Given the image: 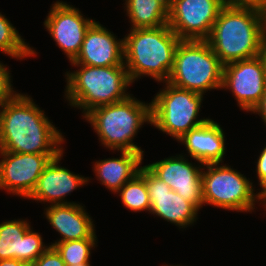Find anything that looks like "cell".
<instances>
[{
  "label": "cell",
  "mask_w": 266,
  "mask_h": 266,
  "mask_svg": "<svg viewBox=\"0 0 266 266\" xmlns=\"http://www.w3.org/2000/svg\"><path fill=\"white\" fill-rule=\"evenodd\" d=\"M33 101L18 93L0 105V151L61 154L64 136Z\"/></svg>",
  "instance_id": "1"
},
{
  "label": "cell",
  "mask_w": 266,
  "mask_h": 266,
  "mask_svg": "<svg viewBox=\"0 0 266 266\" xmlns=\"http://www.w3.org/2000/svg\"><path fill=\"white\" fill-rule=\"evenodd\" d=\"M264 38L261 10L225 5L206 41L226 65L262 55Z\"/></svg>",
  "instance_id": "2"
},
{
  "label": "cell",
  "mask_w": 266,
  "mask_h": 266,
  "mask_svg": "<svg viewBox=\"0 0 266 266\" xmlns=\"http://www.w3.org/2000/svg\"><path fill=\"white\" fill-rule=\"evenodd\" d=\"M127 35V36H126ZM124 39V65L130 81L150 76L166 82L173 68L181 39L167 25L157 28L130 29Z\"/></svg>",
  "instance_id": "3"
},
{
  "label": "cell",
  "mask_w": 266,
  "mask_h": 266,
  "mask_svg": "<svg viewBox=\"0 0 266 266\" xmlns=\"http://www.w3.org/2000/svg\"><path fill=\"white\" fill-rule=\"evenodd\" d=\"M74 72H66L65 98L71 107L82 109V117L89 111L126 99L131 94L127 88L132 84L125 66H87Z\"/></svg>",
  "instance_id": "4"
},
{
  "label": "cell",
  "mask_w": 266,
  "mask_h": 266,
  "mask_svg": "<svg viewBox=\"0 0 266 266\" xmlns=\"http://www.w3.org/2000/svg\"><path fill=\"white\" fill-rule=\"evenodd\" d=\"M132 95L119 102L97 107L84 116L100 143L111 151L144 153L133 140L144 123L151 124V103L142 102Z\"/></svg>",
  "instance_id": "5"
},
{
  "label": "cell",
  "mask_w": 266,
  "mask_h": 266,
  "mask_svg": "<svg viewBox=\"0 0 266 266\" xmlns=\"http://www.w3.org/2000/svg\"><path fill=\"white\" fill-rule=\"evenodd\" d=\"M223 66L206 40H181L167 82L200 94L219 90Z\"/></svg>",
  "instance_id": "6"
},
{
  "label": "cell",
  "mask_w": 266,
  "mask_h": 266,
  "mask_svg": "<svg viewBox=\"0 0 266 266\" xmlns=\"http://www.w3.org/2000/svg\"><path fill=\"white\" fill-rule=\"evenodd\" d=\"M220 164L208 163L203 166L204 205L243 213L254 212L256 202L264 205L261 192L255 193L253 182L249 178L230 165Z\"/></svg>",
  "instance_id": "7"
},
{
  "label": "cell",
  "mask_w": 266,
  "mask_h": 266,
  "mask_svg": "<svg viewBox=\"0 0 266 266\" xmlns=\"http://www.w3.org/2000/svg\"><path fill=\"white\" fill-rule=\"evenodd\" d=\"M162 83L164 88L150 102L151 126L177 141L210 119L198 117L205 94L175 87L167 81Z\"/></svg>",
  "instance_id": "8"
},
{
  "label": "cell",
  "mask_w": 266,
  "mask_h": 266,
  "mask_svg": "<svg viewBox=\"0 0 266 266\" xmlns=\"http://www.w3.org/2000/svg\"><path fill=\"white\" fill-rule=\"evenodd\" d=\"M224 0H169L168 26L181 40H206Z\"/></svg>",
  "instance_id": "9"
},
{
  "label": "cell",
  "mask_w": 266,
  "mask_h": 266,
  "mask_svg": "<svg viewBox=\"0 0 266 266\" xmlns=\"http://www.w3.org/2000/svg\"><path fill=\"white\" fill-rule=\"evenodd\" d=\"M232 92L241 110L252 112L266 91V60L263 55L223 66L221 90Z\"/></svg>",
  "instance_id": "10"
},
{
  "label": "cell",
  "mask_w": 266,
  "mask_h": 266,
  "mask_svg": "<svg viewBox=\"0 0 266 266\" xmlns=\"http://www.w3.org/2000/svg\"><path fill=\"white\" fill-rule=\"evenodd\" d=\"M58 155L0 151V190L27 199L44 168Z\"/></svg>",
  "instance_id": "11"
},
{
  "label": "cell",
  "mask_w": 266,
  "mask_h": 266,
  "mask_svg": "<svg viewBox=\"0 0 266 266\" xmlns=\"http://www.w3.org/2000/svg\"><path fill=\"white\" fill-rule=\"evenodd\" d=\"M50 8L44 27L71 62L79 54L85 33L95 19L84 17L78 8L60 0Z\"/></svg>",
  "instance_id": "12"
},
{
  "label": "cell",
  "mask_w": 266,
  "mask_h": 266,
  "mask_svg": "<svg viewBox=\"0 0 266 266\" xmlns=\"http://www.w3.org/2000/svg\"><path fill=\"white\" fill-rule=\"evenodd\" d=\"M179 154L145 165L156 177L164 181L185 200L198 210L204 205L202 187V169L204 164L189 162Z\"/></svg>",
  "instance_id": "13"
},
{
  "label": "cell",
  "mask_w": 266,
  "mask_h": 266,
  "mask_svg": "<svg viewBox=\"0 0 266 266\" xmlns=\"http://www.w3.org/2000/svg\"><path fill=\"white\" fill-rule=\"evenodd\" d=\"M139 173L145 178L151 214L184 229L196 222L199 210L191 202L171 190L146 166H141Z\"/></svg>",
  "instance_id": "14"
},
{
  "label": "cell",
  "mask_w": 266,
  "mask_h": 266,
  "mask_svg": "<svg viewBox=\"0 0 266 266\" xmlns=\"http://www.w3.org/2000/svg\"><path fill=\"white\" fill-rule=\"evenodd\" d=\"M25 219H14L0 224V260L17 259L29 266L49 247L42 235L32 230Z\"/></svg>",
  "instance_id": "15"
},
{
  "label": "cell",
  "mask_w": 266,
  "mask_h": 266,
  "mask_svg": "<svg viewBox=\"0 0 266 266\" xmlns=\"http://www.w3.org/2000/svg\"><path fill=\"white\" fill-rule=\"evenodd\" d=\"M70 64L107 67L124 65V39L94 21L85 33L82 47Z\"/></svg>",
  "instance_id": "16"
},
{
  "label": "cell",
  "mask_w": 266,
  "mask_h": 266,
  "mask_svg": "<svg viewBox=\"0 0 266 266\" xmlns=\"http://www.w3.org/2000/svg\"><path fill=\"white\" fill-rule=\"evenodd\" d=\"M63 153L53 158L40 175L37 185L28 199L50 205L72 204L76 202L65 201L66 196L78 187L88 184L89 177L77 175L69 169L59 165Z\"/></svg>",
  "instance_id": "17"
},
{
  "label": "cell",
  "mask_w": 266,
  "mask_h": 266,
  "mask_svg": "<svg viewBox=\"0 0 266 266\" xmlns=\"http://www.w3.org/2000/svg\"><path fill=\"white\" fill-rule=\"evenodd\" d=\"M44 214L50 225L62 238L56 242L97 239L95 224L84 206L79 203L48 205Z\"/></svg>",
  "instance_id": "18"
},
{
  "label": "cell",
  "mask_w": 266,
  "mask_h": 266,
  "mask_svg": "<svg viewBox=\"0 0 266 266\" xmlns=\"http://www.w3.org/2000/svg\"><path fill=\"white\" fill-rule=\"evenodd\" d=\"M190 157L203 163H223L225 156V134L220 124L209 119L199 127L189 130L177 140Z\"/></svg>",
  "instance_id": "19"
},
{
  "label": "cell",
  "mask_w": 266,
  "mask_h": 266,
  "mask_svg": "<svg viewBox=\"0 0 266 266\" xmlns=\"http://www.w3.org/2000/svg\"><path fill=\"white\" fill-rule=\"evenodd\" d=\"M120 157L95 161L93 171L101 185L116 194L141 168L144 153L120 151Z\"/></svg>",
  "instance_id": "20"
},
{
  "label": "cell",
  "mask_w": 266,
  "mask_h": 266,
  "mask_svg": "<svg viewBox=\"0 0 266 266\" xmlns=\"http://www.w3.org/2000/svg\"><path fill=\"white\" fill-rule=\"evenodd\" d=\"M130 29L157 28L168 24L169 0H125Z\"/></svg>",
  "instance_id": "21"
},
{
  "label": "cell",
  "mask_w": 266,
  "mask_h": 266,
  "mask_svg": "<svg viewBox=\"0 0 266 266\" xmlns=\"http://www.w3.org/2000/svg\"><path fill=\"white\" fill-rule=\"evenodd\" d=\"M20 35L16 27L0 12V51L17 60L35 57L36 50L30 47Z\"/></svg>",
  "instance_id": "22"
},
{
  "label": "cell",
  "mask_w": 266,
  "mask_h": 266,
  "mask_svg": "<svg viewBox=\"0 0 266 266\" xmlns=\"http://www.w3.org/2000/svg\"><path fill=\"white\" fill-rule=\"evenodd\" d=\"M118 193L125 208L132 212L149 211L148 213H150V196L147 191L145 178L140 173H137L126 182L116 194Z\"/></svg>",
  "instance_id": "23"
},
{
  "label": "cell",
  "mask_w": 266,
  "mask_h": 266,
  "mask_svg": "<svg viewBox=\"0 0 266 266\" xmlns=\"http://www.w3.org/2000/svg\"><path fill=\"white\" fill-rule=\"evenodd\" d=\"M97 239H80L56 242L53 247L60 254L66 266L90 263L91 250L97 245Z\"/></svg>",
  "instance_id": "24"
},
{
  "label": "cell",
  "mask_w": 266,
  "mask_h": 266,
  "mask_svg": "<svg viewBox=\"0 0 266 266\" xmlns=\"http://www.w3.org/2000/svg\"><path fill=\"white\" fill-rule=\"evenodd\" d=\"M11 73L7 65L0 62V105L12 100L18 92L13 90Z\"/></svg>",
  "instance_id": "25"
},
{
  "label": "cell",
  "mask_w": 266,
  "mask_h": 266,
  "mask_svg": "<svg viewBox=\"0 0 266 266\" xmlns=\"http://www.w3.org/2000/svg\"><path fill=\"white\" fill-rule=\"evenodd\" d=\"M30 266H66L57 250L50 246L36 261Z\"/></svg>",
  "instance_id": "26"
},
{
  "label": "cell",
  "mask_w": 266,
  "mask_h": 266,
  "mask_svg": "<svg viewBox=\"0 0 266 266\" xmlns=\"http://www.w3.org/2000/svg\"><path fill=\"white\" fill-rule=\"evenodd\" d=\"M256 173L258 185H260L262 193L266 189V146L260 152L256 162Z\"/></svg>",
  "instance_id": "27"
},
{
  "label": "cell",
  "mask_w": 266,
  "mask_h": 266,
  "mask_svg": "<svg viewBox=\"0 0 266 266\" xmlns=\"http://www.w3.org/2000/svg\"><path fill=\"white\" fill-rule=\"evenodd\" d=\"M225 5L232 7H252L261 10L266 0H224Z\"/></svg>",
  "instance_id": "28"
},
{
  "label": "cell",
  "mask_w": 266,
  "mask_h": 266,
  "mask_svg": "<svg viewBox=\"0 0 266 266\" xmlns=\"http://www.w3.org/2000/svg\"><path fill=\"white\" fill-rule=\"evenodd\" d=\"M251 113L258 114L261 116L265 126H266V91L261 98L260 102L258 105L252 110Z\"/></svg>",
  "instance_id": "29"
},
{
  "label": "cell",
  "mask_w": 266,
  "mask_h": 266,
  "mask_svg": "<svg viewBox=\"0 0 266 266\" xmlns=\"http://www.w3.org/2000/svg\"><path fill=\"white\" fill-rule=\"evenodd\" d=\"M0 266H29L26 262L17 259L0 260Z\"/></svg>",
  "instance_id": "30"
},
{
  "label": "cell",
  "mask_w": 266,
  "mask_h": 266,
  "mask_svg": "<svg viewBox=\"0 0 266 266\" xmlns=\"http://www.w3.org/2000/svg\"><path fill=\"white\" fill-rule=\"evenodd\" d=\"M261 13H262V20H263V30L266 36V2H265V6L261 9Z\"/></svg>",
  "instance_id": "31"
},
{
  "label": "cell",
  "mask_w": 266,
  "mask_h": 266,
  "mask_svg": "<svg viewBox=\"0 0 266 266\" xmlns=\"http://www.w3.org/2000/svg\"><path fill=\"white\" fill-rule=\"evenodd\" d=\"M262 55L264 56L265 60H266V36L264 38V42H263V51H262Z\"/></svg>",
  "instance_id": "32"
},
{
  "label": "cell",
  "mask_w": 266,
  "mask_h": 266,
  "mask_svg": "<svg viewBox=\"0 0 266 266\" xmlns=\"http://www.w3.org/2000/svg\"><path fill=\"white\" fill-rule=\"evenodd\" d=\"M263 200H266V189L261 193Z\"/></svg>",
  "instance_id": "33"
},
{
  "label": "cell",
  "mask_w": 266,
  "mask_h": 266,
  "mask_svg": "<svg viewBox=\"0 0 266 266\" xmlns=\"http://www.w3.org/2000/svg\"><path fill=\"white\" fill-rule=\"evenodd\" d=\"M73 266H92L90 263H86V264H78V265H73Z\"/></svg>",
  "instance_id": "34"
},
{
  "label": "cell",
  "mask_w": 266,
  "mask_h": 266,
  "mask_svg": "<svg viewBox=\"0 0 266 266\" xmlns=\"http://www.w3.org/2000/svg\"><path fill=\"white\" fill-rule=\"evenodd\" d=\"M163 266H164V265H163ZM165 266H180V265L177 264V265H165Z\"/></svg>",
  "instance_id": "35"
}]
</instances>
